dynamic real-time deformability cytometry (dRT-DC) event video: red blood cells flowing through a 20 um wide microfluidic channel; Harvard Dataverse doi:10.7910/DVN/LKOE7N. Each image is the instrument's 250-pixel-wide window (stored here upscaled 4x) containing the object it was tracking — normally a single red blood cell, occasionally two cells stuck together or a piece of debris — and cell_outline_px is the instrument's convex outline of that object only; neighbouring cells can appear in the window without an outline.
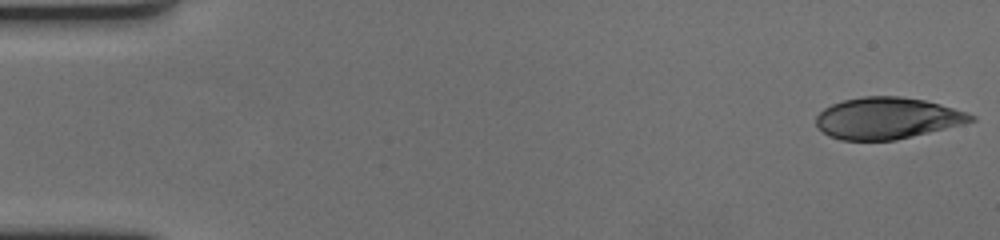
{"species": "human", "species_latin": "Homo sapiens", "temperature_condition": "cold", "stored_images_in_passage": 60, "camera_frame_rate_fps": 3000, "um_per_image_px": 0.085, "donor": {"sex": "female"}, "frame": {"image": 1, "passage_image": 1, "time_ms": 0.0, "image_size_px": [1000, 240], "cell_outline_px": [[976, 120], [896, 140], [840, 140], [828, 136], [816, 128], [816, 116], [824, 108], [832, 104], [844, 100], [864, 96], [900, 96], [924, 100], [940, 104], [968, 112], [976, 116]], "centroid_in_image_um": [75.37, 10.04], "position_along_channel_um": 9.6, "area_um2": 37.4}}
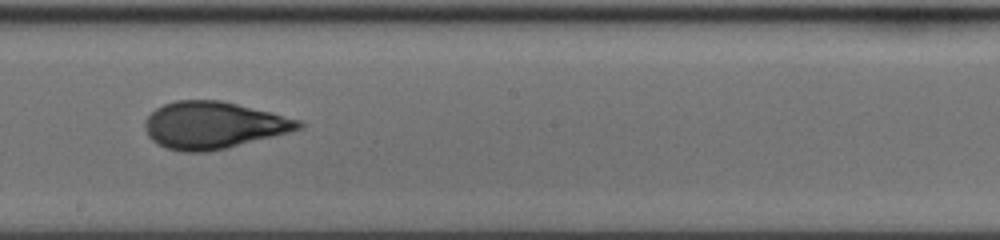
{"frame": {"image": 2, "passage_image": 34, "time_ms": 11.0, "image_size_px": [1000, 240], "cell_outline_px": [[304, 128], [228, 148], [208, 152], [180, 152], [156, 144], [148, 136], [144, 128], [144, 120], [156, 108], [164, 104], [176, 100], [220, 100], [272, 112], [300, 120], [304, 124]], "centroid_in_image_um": [18.13, 10.65], "position_along_channel_um": 230.1, "area_um2": 42.31}}
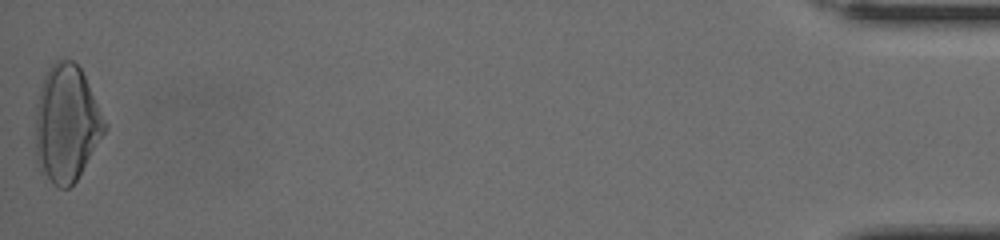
{"frame": {"image": 3, "passage_image": 60, "time_ms": 19.667, "image_size_px": [1000, 240], "cell_outline_px": [[108, 128], [76, 180], [68, 188], [60, 188], [40, 172], [36, 160], [36, 104], [40, 88], [44, 76], [52, 64], [56, 60], [72, 60], [80, 68], [108, 124]], "centroid_in_image_um": [5.66, 10.51], "position_along_channel_um": 429.5, "area_um2": 46.88}, "authors_computed_cell_mechanics": {"area_um2": 41.1247, "velocity_mm_per_s": 3.4116, "shape_relaxation_time_tau1_ms": 6.3077, "shape_relaxation_time_tau2_ms": 1.2788, "deformation_change_tau1": 0.2035, "deformation_change_tau2": 0.069}}